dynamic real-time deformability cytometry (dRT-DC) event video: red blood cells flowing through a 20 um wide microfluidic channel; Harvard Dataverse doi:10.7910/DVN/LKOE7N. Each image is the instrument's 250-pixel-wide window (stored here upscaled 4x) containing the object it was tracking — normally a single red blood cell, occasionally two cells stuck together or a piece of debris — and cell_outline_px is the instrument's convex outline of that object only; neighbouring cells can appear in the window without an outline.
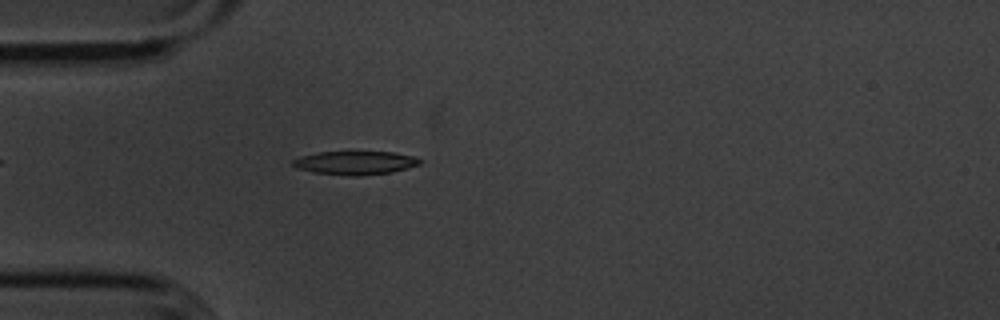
{"species": "common noctule bat (a hibernating species)", "species_latin": "Nyctalus noctula", "temperature_condition": "cold", "stored_images_in_passage": 47, "camera_frame_rate_fps": 3000, "um_per_image_px": 0.085, "animal": {"sex": "male", "body_mass_g": 20.1, "forearm_length_mm": 53.5}, "frame": {"image": 1, "passage_image": 7, "time_ms": 2.0, "image_size_px": [1000, 320], "cell_outline_px": [[424, 160], [420, 164], [408, 168], [392, 172], [360, 176], [348, 176], [312, 172], [296, 168], [292, 164], [292, 160], [300, 156], [320, 152], [392, 152], [412, 156]], "centroid_in_image_um": [30.19, 13.85], "position_along_channel_um": 54.8, "area_um2": 17.51}}
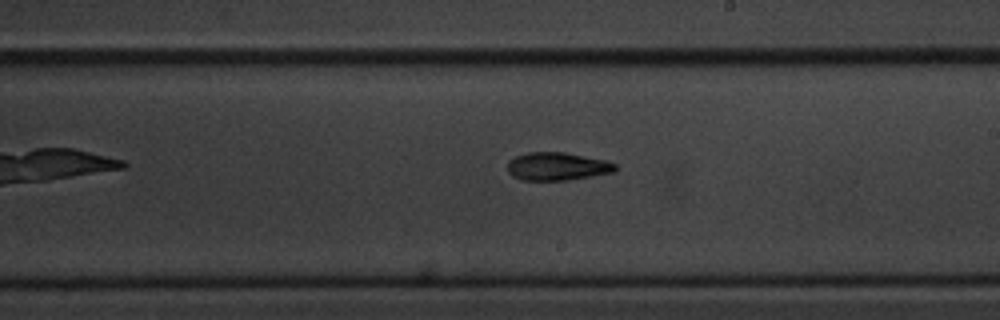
{"frame": {"image": 2, "passage_image": 23, "time_ms": 7.333, "image_size_px": [1000, 320], "cell_outline_px": [[616, 172], [592, 176], [564, 180], [520, 180], [512, 176], [508, 172], [508, 160], [516, 156], [528, 152], [564, 152], [604, 160], [616, 164]], "centroid_in_image_um": [47.34, 14.14], "position_along_channel_um": 241.7, "area_um2": 17.57}}
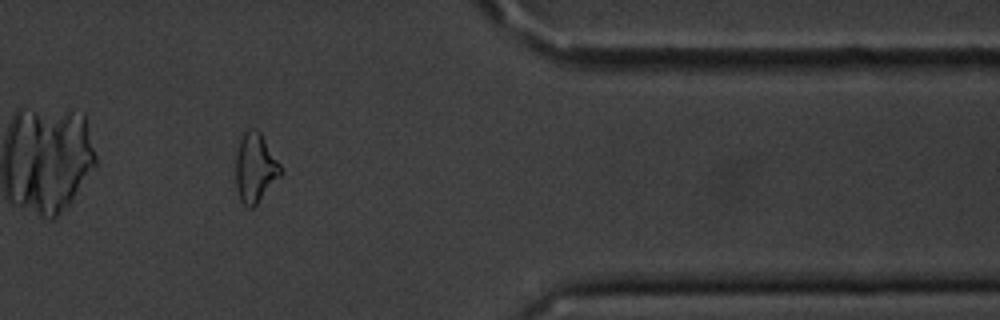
{"frame": {"image": 3, "passage_image": 37, "time_ms": 12.0, "image_size_px": [1000, 320], "cell_outline_px": [[284, 172], [256, 204], [252, 208], [248, 208], [240, 200], [236, 188], [236, 152], [240, 140], [244, 132], [248, 128], [256, 128], [260, 132], [280, 164]], "centroid_in_image_um": [21.69, 14.26], "position_along_channel_um": 389.7, "area_um2": 18.09}, "authors_computed_cell_mechanics": {"area_um2": 17.7446, "velocity_mm_per_s": 3.6068, "shape_relaxation_time_tau1_ms": 5.2647, "shape_relaxation_time_tau2_ms": 7.0666, "deformation_change_tau1": 0.1537, "deformation_change_tau2": 0.1754}}